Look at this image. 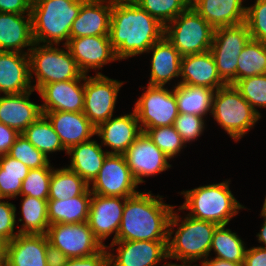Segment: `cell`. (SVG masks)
Returning a JSON list of instances; mask_svg holds the SVG:
<instances>
[{"label":"cell","instance_id":"cell-1","mask_svg":"<svg viewBox=\"0 0 266 266\" xmlns=\"http://www.w3.org/2000/svg\"><path fill=\"white\" fill-rule=\"evenodd\" d=\"M164 32L165 26L137 3L112 4L109 39L119 61L148 52Z\"/></svg>","mask_w":266,"mask_h":266},{"label":"cell","instance_id":"cell-2","mask_svg":"<svg viewBox=\"0 0 266 266\" xmlns=\"http://www.w3.org/2000/svg\"><path fill=\"white\" fill-rule=\"evenodd\" d=\"M174 208L151 191L126 198L115 241H168V224Z\"/></svg>","mask_w":266,"mask_h":266},{"label":"cell","instance_id":"cell-3","mask_svg":"<svg viewBox=\"0 0 266 266\" xmlns=\"http://www.w3.org/2000/svg\"><path fill=\"white\" fill-rule=\"evenodd\" d=\"M85 0H32V33L35 43L69 42L70 29Z\"/></svg>","mask_w":266,"mask_h":266},{"label":"cell","instance_id":"cell-4","mask_svg":"<svg viewBox=\"0 0 266 266\" xmlns=\"http://www.w3.org/2000/svg\"><path fill=\"white\" fill-rule=\"evenodd\" d=\"M229 182L231 181L226 180L182 191L181 194L184 195L185 202L178 210H189L187 215L195 219L217 225H228L240 209L246 208L232 194Z\"/></svg>","mask_w":266,"mask_h":266},{"label":"cell","instance_id":"cell-5","mask_svg":"<svg viewBox=\"0 0 266 266\" xmlns=\"http://www.w3.org/2000/svg\"><path fill=\"white\" fill-rule=\"evenodd\" d=\"M180 218L181 216L173 209L168 224L167 255L169 259L196 262L208 258L213 234L218 225L188 215L182 220ZM173 226H179L178 230H173Z\"/></svg>","mask_w":266,"mask_h":266},{"label":"cell","instance_id":"cell-6","mask_svg":"<svg viewBox=\"0 0 266 266\" xmlns=\"http://www.w3.org/2000/svg\"><path fill=\"white\" fill-rule=\"evenodd\" d=\"M57 46L34 43L31 49H27L30 60V79L33 80V73L36 75L34 90L38 91L43 85L52 82L78 79L84 74L68 47L64 45V49H61Z\"/></svg>","mask_w":266,"mask_h":266},{"label":"cell","instance_id":"cell-7","mask_svg":"<svg viewBox=\"0 0 266 266\" xmlns=\"http://www.w3.org/2000/svg\"><path fill=\"white\" fill-rule=\"evenodd\" d=\"M211 115L234 141L244 137L261 118L232 84L215 91Z\"/></svg>","mask_w":266,"mask_h":266},{"label":"cell","instance_id":"cell-8","mask_svg":"<svg viewBox=\"0 0 266 266\" xmlns=\"http://www.w3.org/2000/svg\"><path fill=\"white\" fill-rule=\"evenodd\" d=\"M214 30L190 5L165 26L164 36L185 56L209 51Z\"/></svg>","mask_w":266,"mask_h":266},{"label":"cell","instance_id":"cell-9","mask_svg":"<svg viewBox=\"0 0 266 266\" xmlns=\"http://www.w3.org/2000/svg\"><path fill=\"white\" fill-rule=\"evenodd\" d=\"M250 39L249 28L245 23L215 28L210 51L218 74L226 84L236 83L238 55Z\"/></svg>","mask_w":266,"mask_h":266},{"label":"cell","instance_id":"cell-10","mask_svg":"<svg viewBox=\"0 0 266 266\" xmlns=\"http://www.w3.org/2000/svg\"><path fill=\"white\" fill-rule=\"evenodd\" d=\"M146 89L133 108L141 130L173 125L179 114L174 89L149 85Z\"/></svg>","mask_w":266,"mask_h":266},{"label":"cell","instance_id":"cell-11","mask_svg":"<svg viewBox=\"0 0 266 266\" xmlns=\"http://www.w3.org/2000/svg\"><path fill=\"white\" fill-rule=\"evenodd\" d=\"M95 75L91 77L85 74L83 113L97 128L109 118L114 117L118 93L124 82L110 79L100 72Z\"/></svg>","mask_w":266,"mask_h":266},{"label":"cell","instance_id":"cell-12","mask_svg":"<svg viewBox=\"0 0 266 266\" xmlns=\"http://www.w3.org/2000/svg\"><path fill=\"white\" fill-rule=\"evenodd\" d=\"M46 235L49 244L69 259L92 256L105 247L94 236L87 222L51 224Z\"/></svg>","mask_w":266,"mask_h":266},{"label":"cell","instance_id":"cell-13","mask_svg":"<svg viewBox=\"0 0 266 266\" xmlns=\"http://www.w3.org/2000/svg\"><path fill=\"white\" fill-rule=\"evenodd\" d=\"M90 191L101 196L131 197L138 183L131 173L123 154H108Z\"/></svg>","mask_w":266,"mask_h":266},{"label":"cell","instance_id":"cell-14","mask_svg":"<svg viewBox=\"0 0 266 266\" xmlns=\"http://www.w3.org/2000/svg\"><path fill=\"white\" fill-rule=\"evenodd\" d=\"M126 164L138 184L144 183L143 177L155 176L172 167L170 159L147 135L141 132L123 154Z\"/></svg>","mask_w":266,"mask_h":266},{"label":"cell","instance_id":"cell-15","mask_svg":"<svg viewBox=\"0 0 266 266\" xmlns=\"http://www.w3.org/2000/svg\"><path fill=\"white\" fill-rule=\"evenodd\" d=\"M168 241H114L107 248L117 255L108 251L109 266H157L163 259H169L167 255Z\"/></svg>","mask_w":266,"mask_h":266},{"label":"cell","instance_id":"cell-16","mask_svg":"<svg viewBox=\"0 0 266 266\" xmlns=\"http://www.w3.org/2000/svg\"><path fill=\"white\" fill-rule=\"evenodd\" d=\"M126 198L128 197L101 196L92 193L87 223L94 236L104 246L106 245L103 242L114 232L112 242L117 239Z\"/></svg>","mask_w":266,"mask_h":266},{"label":"cell","instance_id":"cell-17","mask_svg":"<svg viewBox=\"0 0 266 266\" xmlns=\"http://www.w3.org/2000/svg\"><path fill=\"white\" fill-rule=\"evenodd\" d=\"M80 70L87 75L89 69H101L103 65L118 60L111 46L109 35L69 38L66 44Z\"/></svg>","mask_w":266,"mask_h":266},{"label":"cell","instance_id":"cell-18","mask_svg":"<svg viewBox=\"0 0 266 266\" xmlns=\"http://www.w3.org/2000/svg\"><path fill=\"white\" fill-rule=\"evenodd\" d=\"M85 74L80 78L43 85L38 93L43 99L42 111L82 112ZM82 82V83H81Z\"/></svg>","mask_w":266,"mask_h":266},{"label":"cell","instance_id":"cell-19","mask_svg":"<svg viewBox=\"0 0 266 266\" xmlns=\"http://www.w3.org/2000/svg\"><path fill=\"white\" fill-rule=\"evenodd\" d=\"M142 132L135 111L132 113L111 117L100 124L95 131L102 141L101 145L108 146L109 154H124L136 137Z\"/></svg>","mask_w":266,"mask_h":266},{"label":"cell","instance_id":"cell-20","mask_svg":"<svg viewBox=\"0 0 266 266\" xmlns=\"http://www.w3.org/2000/svg\"><path fill=\"white\" fill-rule=\"evenodd\" d=\"M113 3L112 0H85L72 23L70 38L109 35Z\"/></svg>","mask_w":266,"mask_h":266},{"label":"cell","instance_id":"cell-21","mask_svg":"<svg viewBox=\"0 0 266 266\" xmlns=\"http://www.w3.org/2000/svg\"><path fill=\"white\" fill-rule=\"evenodd\" d=\"M42 113L51 122L66 152L73 146L91 140V137L95 135L96 128L83 111H42Z\"/></svg>","mask_w":266,"mask_h":266},{"label":"cell","instance_id":"cell-22","mask_svg":"<svg viewBox=\"0 0 266 266\" xmlns=\"http://www.w3.org/2000/svg\"><path fill=\"white\" fill-rule=\"evenodd\" d=\"M28 53L0 51V93L19 94L33 89Z\"/></svg>","mask_w":266,"mask_h":266},{"label":"cell","instance_id":"cell-23","mask_svg":"<svg viewBox=\"0 0 266 266\" xmlns=\"http://www.w3.org/2000/svg\"><path fill=\"white\" fill-rule=\"evenodd\" d=\"M180 84L208 87L217 90L226 85L218 74L211 51L182 56Z\"/></svg>","mask_w":266,"mask_h":266},{"label":"cell","instance_id":"cell-24","mask_svg":"<svg viewBox=\"0 0 266 266\" xmlns=\"http://www.w3.org/2000/svg\"><path fill=\"white\" fill-rule=\"evenodd\" d=\"M48 244L46 234H18L6 243L5 262L7 266H47Z\"/></svg>","mask_w":266,"mask_h":266},{"label":"cell","instance_id":"cell-25","mask_svg":"<svg viewBox=\"0 0 266 266\" xmlns=\"http://www.w3.org/2000/svg\"><path fill=\"white\" fill-rule=\"evenodd\" d=\"M34 91L32 89L26 93L0 96V123L15 129L20 134L34 123L43 114L41 105L29 99Z\"/></svg>","mask_w":266,"mask_h":266},{"label":"cell","instance_id":"cell-26","mask_svg":"<svg viewBox=\"0 0 266 266\" xmlns=\"http://www.w3.org/2000/svg\"><path fill=\"white\" fill-rule=\"evenodd\" d=\"M34 43L31 14L0 12V51L29 53Z\"/></svg>","mask_w":266,"mask_h":266},{"label":"cell","instance_id":"cell-27","mask_svg":"<svg viewBox=\"0 0 266 266\" xmlns=\"http://www.w3.org/2000/svg\"><path fill=\"white\" fill-rule=\"evenodd\" d=\"M244 0H191L190 5L214 29L245 22Z\"/></svg>","mask_w":266,"mask_h":266},{"label":"cell","instance_id":"cell-28","mask_svg":"<svg viewBox=\"0 0 266 266\" xmlns=\"http://www.w3.org/2000/svg\"><path fill=\"white\" fill-rule=\"evenodd\" d=\"M152 51L149 86H165L166 83L180 77L182 56L164 36L154 43L147 53Z\"/></svg>","mask_w":266,"mask_h":266},{"label":"cell","instance_id":"cell-29","mask_svg":"<svg viewBox=\"0 0 266 266\" xmlns=\"http://www.w3.org/2000/svg\"><path fill=\"white\" fill-rule=\"evenodd\" d=\"M66 154L71 156V163L67 168L77 173L90 185L98 176L109 153L104 151L97 141L89 140L71 147Z\"/></svg>","mask_w":266,"mask_h":266},{"label":"cell","instance_id":"cell-30","mask_svg":"<svg viewBox=\"0 0 266 266\" xmlns=\"http://www.w3.org/2000/svg\"><path fill=\"white\" fill-rule=\"evenodd\" d=\"M92 194H81L65 200L48 199L49 224L87 222Z\"/></svg>","mask_w":266,"mask_h":266},{"label":"cell","instance_id":"cell-31","mask_svg":"<svg viewBox=\"0 0 266 266\" xmlns=\"http://www.w3.org/2000/svg\"><path fill=\"white\" fill-rule=\"evenodd\" d=\"M174 94L178 112L205 117L212 114L213 96L215 90L208 87L175 84Z\"/></svg>","mask_w":266,"mask_h":266},{"label":"cell","instance_id":"cell-32","mask_svg":"<svg viewBox=\"0 0 266 266\" xmlns=\"http://www.w3.org/2000/svg\"><path fill=\"white\" fill-rule=\"evenodd\" d=\"M81 194H92L90 185L66 166L52 171L48 199L65 200Z\"/></svg>","mask_w":266,"mask_h":266},{"label":"cell","instance_id":"cell-33","mask_svg":"<svg viewBox=\"0 0 266 266\" xmlns=\"http://www.w3.org/2000/svg\"><path fill=\"white\" fill-rule=\"evenodd\" d=\"M22 196L21 215L18 222H24L17 231L19 234H46L49 227L47 204L48 200Z\"/></svg>","mask_w":266,"mask_h":266},{"label":"cell","instance_id":"cell-34","mask_svg":"<svg viewBox=\"0 0 266 266\" xmlns=\"http://www.w3.org/2000/svg\"><path fill=\"white\" fill-rule=\"evenodd\" d=\"M214 251L215 258L238 263L243 266L247 247L244 241L226 225H218L211 241L210 252Z\"/></svg>","mask_w":266,"mask_h":266},{"label":"cell","instance_id":"cell-35","mask_svg":"<svg viewBox=\"0 0 266 266\" xmlns=\"http://www.w3.org/2000/svg\"><path fill=\"white\" fill-rule=\"evenodd\" d=\"M30 169L8 154L0 155V198L20 196L22 181Z\"/></svg>","mask_w":266,"mask_h":266},{"label":"cell","instance_id":"cell-36","mask_svg":"<svg viewBox=\"0 0 266 266\" xmlns=\"http://www.w3.org/2000/svg\"><path fill=\"white\" fill-rule=\"evenodd\" d=\"M21 134L47 157L52 152L66 151L60 137L54 131L51 122L44 114L29 125Z\"/></svg>","mask_w":266,"mask_h":266},{"label":"cell","instance_id":"cell-37","mask_svg":"<svg viewBox=\"0 0 266 266\" xmlns=\"http://www.w3.org/2000/svg\"><path fill=\"white\" fill-rule=\"evenodd\" d=\"M260 74H266V43L250 39L238 55L236 82Z\"/></svg>","mask_w":266,"mask_h":266},{"label":"cell","instance_id":"cell-38","mask_svg":"<svg viewBox=\"0 0 266 266\" xmlns=\"http://www.w3.org/2000/svg\"><path fill=\"white\" fill-rule=\"evenodd\" d=\"M191 0H138L136 3L166 26L190 6Z\"/></svg>","mask_w":266,"mask_h":266},{"label":"cell","instance_id":"cell-39","mask_svg":"<svg viewBox=\"0 0 266 266\" xmlns=\"http://www.w3.org/2000/svg\"><path fill=\"white\" fill-rule=\"evenodd\" d=\"M146 133L169 159L175 158L187 146L173 125L149 128Z\"/></svg>","mask_w":266,"mask_h":266},{"label":"cell","instance_id":"cell-40","mask_svg":"<svg viewBox=\"0 0 266 266\" xmlns=\"http://www.w3.org/2000/svg\"><path fill=\"white\" fill-rule=\"evenodd\" d=\"M8 155L21 161L29 169L52 167L49 158L35 148L22 134L16 138Z\"/></svg>","mask_w":266,"mask_h":266},{"label":"cell","instance_id":"cell-41","mask_svg":"<svg viewBox=\"0 0 266 266\" xmlns=\"http://www.w3.org/2000/svg\"><path fill=\"white\" fill-rule=\"evenodd\" d=\"M234 86L240 91L243 98L252 106L261 117L256 107L266 108V74H260L238 80Z\"/></svg>","mask_w":266,"mask_h":266},{"label":"cell","instance_id":"cell-42","mask_svg":"<svg viewBox=\"0 0 266 266\" xmlns=\"http://www.w3.org/2000/svg\"><path fill=\"white\" fill-rule=\"evenodd\" d=\"M53 167L30 169L22 181L20 195L48 200Z\"/></svg>","mask_w":266,"mask_h":266},{"label":"cell","instance_id":"cell-43","mask_svg":"<svg viewBox=\"0 0 266 266\" xmlns=\"http://www.w3.org/2000/svg\"><path fill=\"white\" fill-rule=\"evenodd\" d=\"M253 40L266 43V0H256L246 7L245 22Z\"/></svg>","mask_w":266,"mask_h":266},{"label":"cell","instance_id":"cell-44","mask_svg":"<svg viewBox=\"0 0 266 266\" xmlns=\"http://www.w3.org/2000/svg\"><path fill=\"white\" fill-rule=\"evenodd\" d=\"M173 126L180 134L184 143H190L197 140L205 129L204 117L193 114L179 113L174 120Z\"/></svg>","mask_w":266,"mask_h":266},{"label":"cell","instance_id":"cell-45","mask_svg":"<svg viewBox=\"0 0 266 266\" xmlns=\"http://www.w3.org/2000/svg\"><path fill=\"white\" fill-rule=\"evenodd\" d=\"M0 198V240L5 244L13 240L19 233L15 231L16 206L15 204L3 202Z\"/></svg>","mask_w":266,"mask_h":266},{"label":"cell","instance_id":"cell-46","mask_svg":"<svg viewBox=\"0 0 266 266\" xmlns=\"http://www.w3.org/2000/svg\"><path fill=\"white\" fill-rule=\"evenodd\" d=\"M65 266H109L108 248L105 246L92 256L69 259Z\"/></svg>","mask_w":266,"mask_h":266},{"label":"cell","instance_id":"cell-47","mask_svg":"<svg viewBox=\"0 0 266 266\" xmlns=\"http://www.w3.org/2000/svg\"><path fill=\"white\" fill-rule=\"evenodd\" d=\"M32 0H0V12L31 14Z\"/></svg>","mask_w":266,"mask_h":266},{"label":"cell","instance_id":"cell-48","mask_svg":"<svg viewBox=\"0 0 266 266\" xmlns=\"http://www.w3.org/2000/svg\"><path fill=\"white\" fill-rule=\"evenodd\" d=\"M20 135L15 129L0 123V155L8 154L16 138Z\"/></svg>","mask_w":266,"mask_h":266},{"label":"cell","instance_id":"cell-49","mask_svg":"<svg viewBox=\"0 0 266 266\" xmlns=\"http://www.w3.org/2000/svg\"><path fill=\"white\" fill-rule=\"evenodd\" d=\"M243 266H266V248L257 246L247 249Z\"/></svg>","mask_w":266,"mask_h":266},{"label":"cell","instance_id":"cell-50","mask_svg":"<svg viewBox=\"0 0 266 266\" xmlns=\"http://www.w3.org/2000/svg\"><path fill=\"white\" fill-rule=\"evenodd\" d=\"M69 258L58 248L51 244L46 248V262L47 266H65Z\"/></svg>","mask_w":266,"mask_h":266},{"label":"cell","instance_id":"cell-51","mask_svg":"<svg viewBox=\"0 0 266 266\" xmlns=\"http://www.w3.org/2000/svg\"><path fill=\"white\" fill-rule=\"evenodd\" d=\"M201 266H242L241 264L230 262L227 260H222L219 258H206L201 261Z\"/></svg>","mask_w":266,"mask_h":266},{"label":"cell","instance_id":"cell-52","mask_svg":"<svg viewBox=\"0 0 266 266\" xmlns=\"http://www.w3.org/2000/svg\"><path fill=\"white\" fill-rule=\"evenodd\" d=\"M260 216L264 218V222L262 224L261 231L256 235V237L258 238L259 243H263V245H265L260 247L266 248V215L261 213Z\"/></svg>","mask_w":266,"mask_h":266},{"label":"cell","instance_id":"cell-53","mask_svg":"<svg viewBox=\"0 0 266 266\" xmlns=\"http://www.w3.org/2000/svg\"><path fill=\"white\" fill-rule=\"evenodd\" d=\"M180 262L182 263V264H176V263H164L162 266H197V264L196 265H191V263H193L194 261H191V260H180ZM188 264V265H187Z\"/></svg>","mask_w":266,"mask_h":266},{"label":"cell","instance_id":"cell-54","mask_svg":"<svg viewBox=\"0 0 266 266\" xmlns=\"http://www.w3.org/2000/svg\"><path fill=\"white\" fill-rule=\"evenodd\" d=\"M5 246L6 244L0 240V265L5 262Z\"/></svg>","mask_w":266,"mask_h":266},{"label":"cell","instance_id":"cell-55","mask_svg":"<svg viewBox=\"0 0 266 266\" xmlns=\"http://www.w3.org/2000/svg\"><path fill=\"white\" fill-rule=\"evenodd\" d=\"M112 1L120 3H136L138 0H112Z\"/></svg>","mask_w":266,"mask_h":266},{"label":"cell","instance_id":"cell-56","mask_svg":"<svg viewBox=\"0 0 266 266\" xmlns=\"http://www.w3.org/2000/svg\"><path fill=\"white\" fill-rule=\"evenodd\" d=\"M261 213L266 215V197L264 199V203H263V207H262Z\"/></svg>","mask_w":266,"mask_h":266},{"label":"cell","instance_id":"cell-57","mask_svg":"<svg viewBox=\"0 0 266 266\" xmlns=\"http://www.w3.org/2000/svg\"><path fill=\"white\" fill-rule=\"evenodd\" d=\"M0 266H7L6 262H4L3 264H1Z\"/></svg>","mask_w":266,"mask_h":266}]
</instances>
